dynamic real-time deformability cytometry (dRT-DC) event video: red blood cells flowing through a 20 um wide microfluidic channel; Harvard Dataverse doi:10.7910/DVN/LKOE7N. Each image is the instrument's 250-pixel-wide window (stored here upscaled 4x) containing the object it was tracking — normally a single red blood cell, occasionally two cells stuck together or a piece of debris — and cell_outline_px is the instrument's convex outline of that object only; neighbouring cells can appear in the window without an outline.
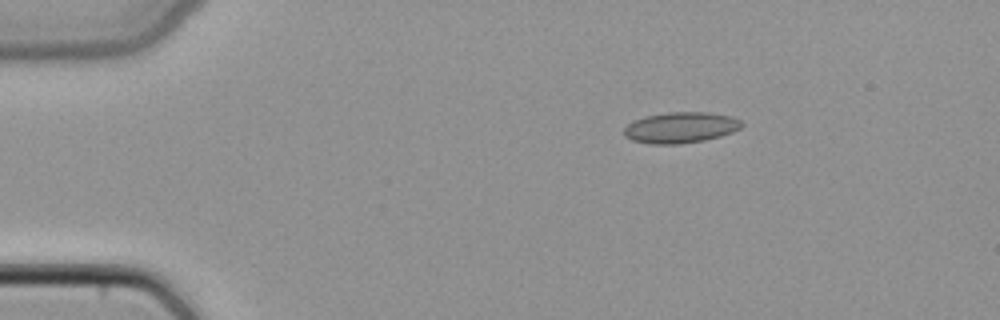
{"species": "common noctule bat (a hibernating species)", "species_latin": "Nyctalus noctula", "temperature_condition": "cold", "stored_images_in_passage": 41, "camera_frame_rate_fps": 3000, "um_per_image_px": 0.085, "animal": {"sex": "female", "body_mass_g": 22.7, "forearm_length_mm": 54.2}, "frame": {"image": 1, "passage_image": 1, "time_ms": 0.0, "image_size_px": [1000, 320], "cell_outline_px": [[744, 124], [740, 128], [732, 132], [720, 136], [704, 140], [680, 144], [648, 144], [632, 140], [624, 136], [624, 128], [628, 124], [636, 120], [648, 116], [668, 112], [708, 112], [732, 116], [740, 120]], "centroid_in_image_um": [57.87, 10.85], "position_along_channel_um": 27.1, "area_um2": 21.15}}
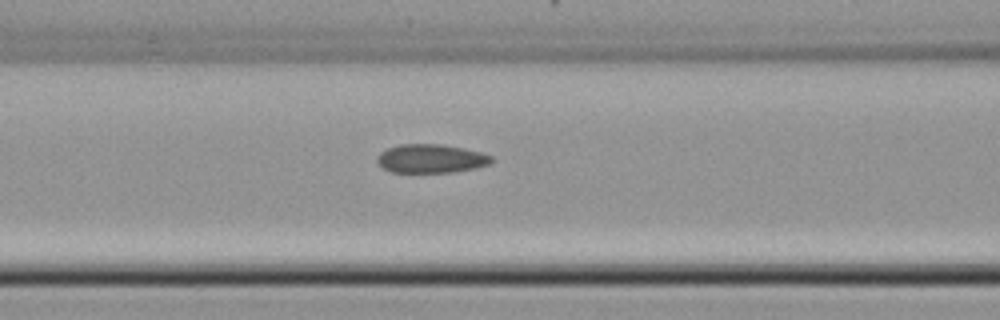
{"frame": {"image": 2, "passage_image": 13, "time_ms": 4.0, "image_size_px": [1000, 320], "cell_outline_px": [[492, 160], [488, 164], [476, 168], [452, 172], [392, 172], [384, 168], [376, 160], [376, 156], [380, 152], [388, 148], [400, 144], [440, 144], [464, 148], [480, 152], [492, 156]], "centroid_in_image_um": [36.61, 13.47], "position_along_channel_um": 130.0, "area_um2": 19.02}}
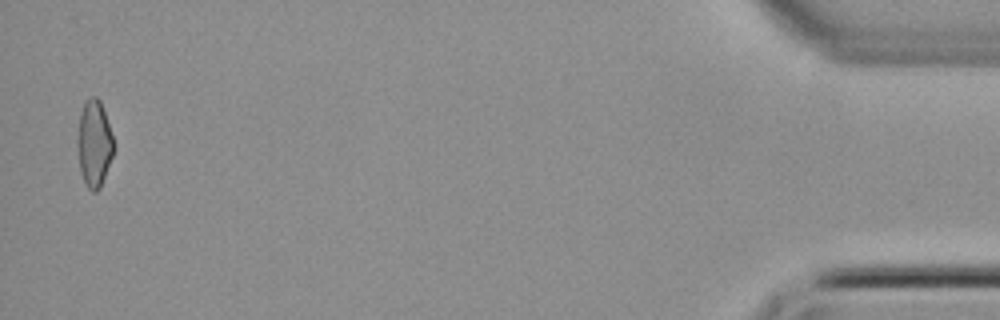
{"frame": {"image": 3, "passage_image": 40, "time_ms": 13.0, "image_size_px": [1000, 320], "cell_outline_px": [[116, 148], [100, 188], [96, 192], [92, 192], [88, 188], [80, 172], [76, 140], [80, 112], [84, 100], [92, 96], [96, 96], [100, 100]], "centroid_in_image_um": [7.99, 12.2], "position_along_channel_um": 427.2, "area_um2": 18.55}}